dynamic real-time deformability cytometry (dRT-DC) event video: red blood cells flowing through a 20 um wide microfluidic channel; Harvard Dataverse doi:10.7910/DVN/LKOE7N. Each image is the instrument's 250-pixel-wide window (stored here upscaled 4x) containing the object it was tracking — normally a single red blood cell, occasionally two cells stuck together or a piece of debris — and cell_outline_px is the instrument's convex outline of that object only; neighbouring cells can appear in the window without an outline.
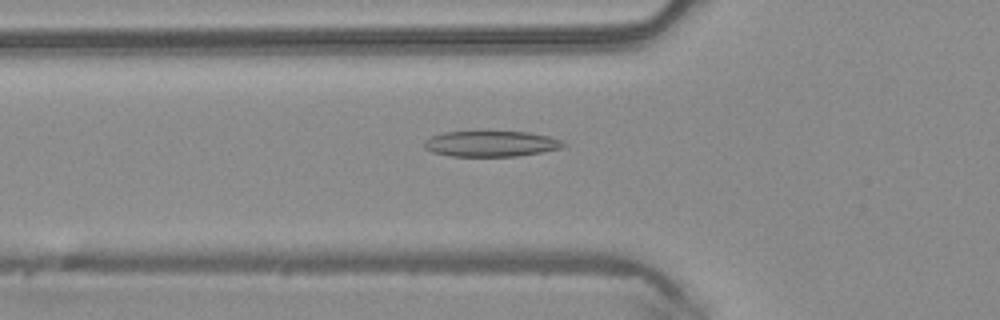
{"species": "common noctule bat (a hibernating species)", "species_latin": "Nyctalus noctula", "temperature_condition": "warm", "stored_images_in_passage": 49, "camera_frame_rate_fps": 3000, "um_per_image_px": 0.085, "animal": {"sex": "male", "body_mass_g": 20.4}, "frame": {"image": 1, "passage_image": 17, "time_ms": 5.333, "image_size_px": [1000, 320], "cell_outline_px": [[568, 144], [560, 148], [540, 152], [516, 156], [452, 156], [432, 152], [424, 148], [424, 140], [432, 136], [444, 132], [476, 128], [528, 132], [548, 136], [560, 140]], "centroid_in_image_um": [41.68, 12.16], "position_along_channel_um": 84.1, "area_um2": 21.85}}
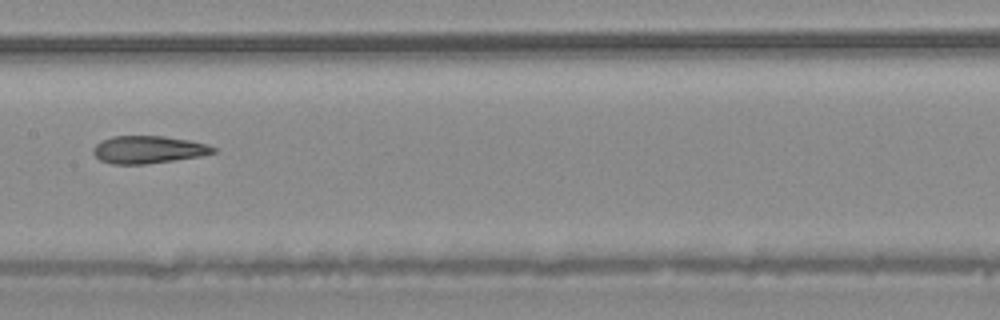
{"frame": {"image": 2, "passage_image": 25, "time_ms": 8.0, "image_size_px": [1000, 320], "cell_outline_px": [[216, 152], [200, 156], [144, 164], [112, 164], [100, 160], [92, 152], [92, 148], [96, 144], [112, 136], [164, 136], [188, 140], [208, 144], [216, 148]], "centroid_in_image_um": [12.59, 12.71], "position_along_channel_um": 194.8, "area_um2": 19.13}}
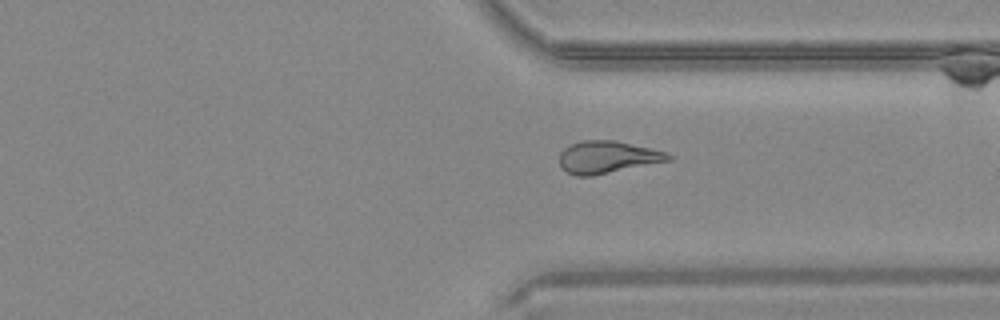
{"frame": {"image": 3, "passage_image": 37, "time_ms": 12.0, "image_size_px": [1000, 320], "cell_outline_px": [[672, 160], [592, 176], [576, 176], [568, 172], [560, 164], [560, 152], [564, 148], [572, 144], [584, 140], [616, 140], [668, 152], [672, 156]], "centroid_in_image_um": [51.67, 13.35], "position_along_channel_um": 359.7, "area_um2": 20.46}, "authors_computed_cell_mechanics": {"area_um2": 21.1548, "velocity_mm_per_s": 4.1204, "shape_relaxation_time_tau1_ms": null, "shape_relaxation_time_tau2_ms": 1.8822, "deformation_change_tau1": null, "deformation_change_tau2": 0.1077}}